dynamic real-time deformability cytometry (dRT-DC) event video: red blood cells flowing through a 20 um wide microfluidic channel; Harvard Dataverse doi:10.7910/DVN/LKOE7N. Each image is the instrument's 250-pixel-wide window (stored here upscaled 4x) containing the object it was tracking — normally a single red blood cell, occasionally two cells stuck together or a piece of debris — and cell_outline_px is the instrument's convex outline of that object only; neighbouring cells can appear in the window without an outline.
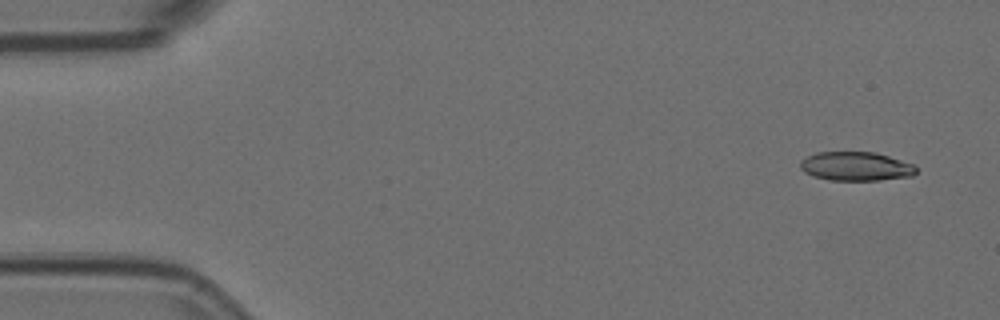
{"species": "Egyptian fruit bat (a non-hibernating species)", "species_latin": "Rousettus aegyptiacus", "temperature_condition": "room temperature", "stored_images_in_passage": 4, "camera_frame_rate_fps": 3000, "um_per_image_px": 0.085, "animal": {"sex": "female"}, "frame": {"image": 1, "passage_image": 1, "time_ms": 0.0, "image_size_px": [1000, 320], "cell_outline_px": [[916, 172], [912, 176], [880, 180], [832, 180], [816, 176], [804, 172], [800, 168], [800, 160], [816, 152], [876, 152], [912, 164], [916, 168]], "centroid_in_image_um": [72.74, 14.13], "position_along_channel_um": 12.3, "area_um2": 19.36}}